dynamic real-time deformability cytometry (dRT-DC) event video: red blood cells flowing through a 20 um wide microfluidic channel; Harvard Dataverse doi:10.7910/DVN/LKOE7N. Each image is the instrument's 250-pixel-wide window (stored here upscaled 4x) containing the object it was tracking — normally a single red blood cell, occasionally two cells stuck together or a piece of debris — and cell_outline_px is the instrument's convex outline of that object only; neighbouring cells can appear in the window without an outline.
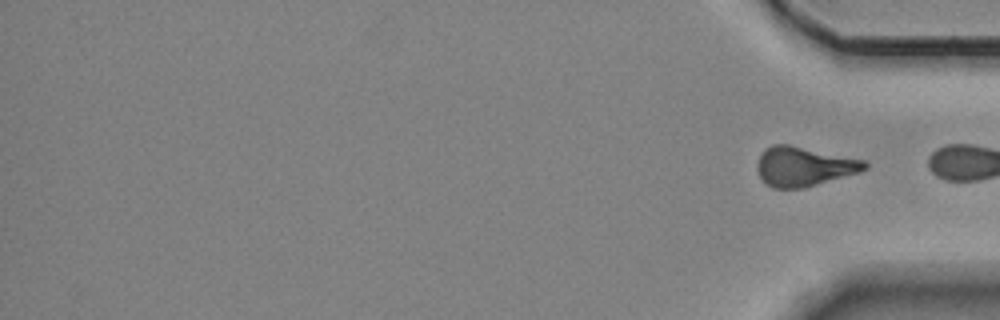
{"species": "Egyptian fruit bat (a non-hibernating species)", "species_latin": "Rousettus aegyptiacus", "temperature_condition": "room temperature", "stored_images_in_passage": 16, "segment_of_instrument_passage": [2, 2], "camera_frame_rate_fps": 3000, "um_per_image_px": 0.085, "animal": {"sex": "female"}, "frame": {"image": 1, "passage_image": 16, "time_ms": 5.0, "image_size_px": [1000, 320], "cell_outline_px": [[868, 168], [860, 172], [804, 188], [772, 188], [760, 176], [756, 168], [756, 164], [764, 148], [772, 144], [788, 144], [868, 160]], "centroid_in_image_um": [68.36, 14.13], "position_along_channel_um": 366.8, "area_um2": 24.91}}